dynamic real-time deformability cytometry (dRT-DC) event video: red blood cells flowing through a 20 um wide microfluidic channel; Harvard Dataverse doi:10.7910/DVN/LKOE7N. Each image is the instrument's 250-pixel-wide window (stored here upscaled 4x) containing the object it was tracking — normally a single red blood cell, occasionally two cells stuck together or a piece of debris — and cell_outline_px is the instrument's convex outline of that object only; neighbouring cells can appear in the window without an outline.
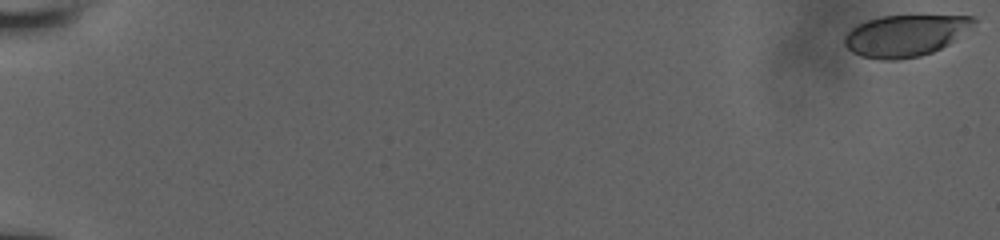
{"species": "human", "species_latin": "Homo sapiens", "temperature_condition": "room temperature", "stored_images_in_passage": 12, "camera_frame_rate_fps": 3000, "um_per_image_px": 0.085, "donor": {"sex": "male"}, "frame": {"image": 1, "passage_image": 1, "time_ms": 0.0, "image_size_px": [1000, 240], "cell_outline_px": [[976, 20], [948, 44], [932, 52], [920, 56], [896, 60], [880, 60], [860, 56], [852, 52], [844, 44], [844, 36], [852, 28], [868, 20], [880, 16], [976, 16]], "centroid_in_image_um": [76.87, 3.04], "position_along_channel_um": 8.1, "area_um2": 30.69}}